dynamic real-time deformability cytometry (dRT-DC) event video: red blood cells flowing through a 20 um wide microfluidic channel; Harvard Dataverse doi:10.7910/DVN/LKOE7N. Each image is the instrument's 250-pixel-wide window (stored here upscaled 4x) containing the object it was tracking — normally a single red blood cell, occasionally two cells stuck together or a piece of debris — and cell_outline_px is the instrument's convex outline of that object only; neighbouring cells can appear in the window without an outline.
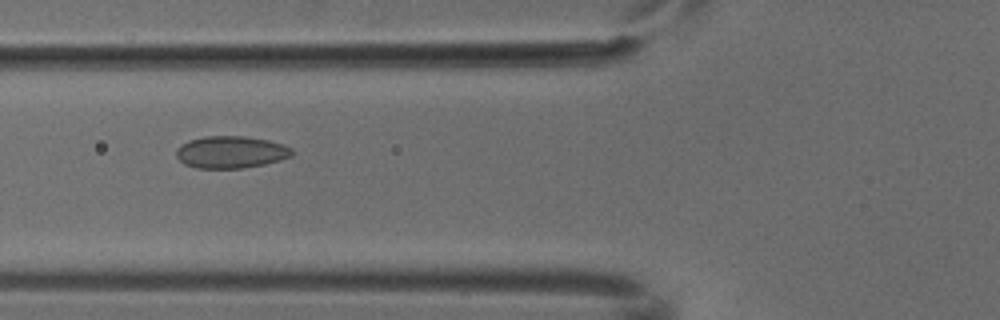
{"species": "common noctule bat (a hibernating species)", "species_latin": "Nyctalus noctula", "temperature_condition": "cold", "stored_images_in_passage": 6, "camera_frame_rate_fps": 3000, "um_per_image_px": 0.085, "animal": {"sex": "male", "body_mass_g": 18.8}, "frame": {"image": 1, "passage_image": 5, "time_ms": 1.333, "image_size_px": [1000, 320], "cell_outline_px": [[292, 156], [280, 160], [264, 164], [244, 168], [196, 168], [184, 164], [176, 156], [176, 148], [180, 144], [188, 140], [204, 136], [244, 136], [268, 140], [284, 144], [292, 148]], "centroid_in_image_um": [19.61, 12.92], "position_along_channel_um": 106.2, "area_um2": 21.85}}
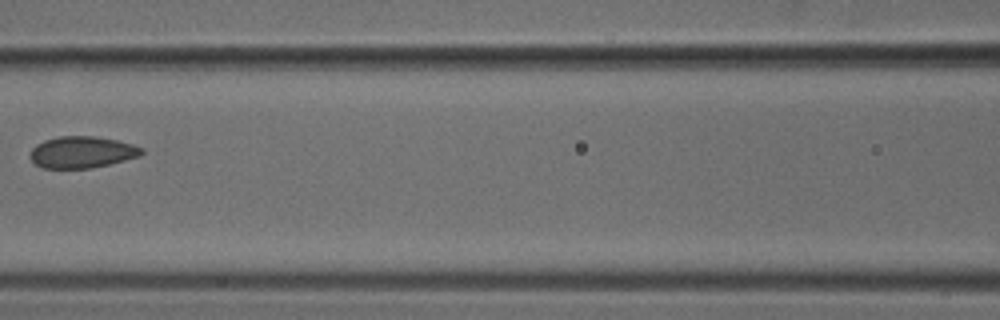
{"frame": {"image": 2, "passage_image": 6, "time_ms": 1.667, "image_size_px": [1000, 320], "cell_outline_px": [[144, 152], [140, 156], [108, 164], [88, 168], [44, 168], [36, 164], [28, 156], [32, 148], [36, 144], [44, 140], [60, 136], [96, 136], [116, 140], [132, 144], [144, 148]], "centroid_in_image_um": [6.96, 12.92], "position_along_channel_um": 159.6, "area_um2": 20.52}}